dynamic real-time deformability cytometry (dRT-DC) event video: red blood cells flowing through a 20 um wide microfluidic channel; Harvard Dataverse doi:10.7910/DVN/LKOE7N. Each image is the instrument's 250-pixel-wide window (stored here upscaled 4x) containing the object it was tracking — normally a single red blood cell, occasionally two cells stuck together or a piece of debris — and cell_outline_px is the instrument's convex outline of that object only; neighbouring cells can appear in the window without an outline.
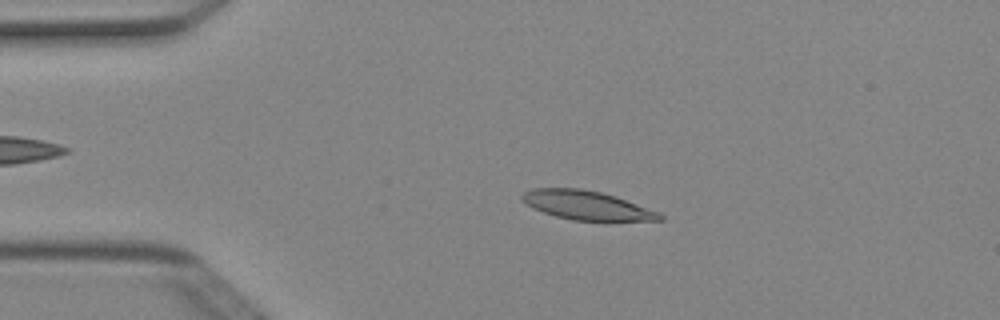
{"species": "Egyptian fruit bat (a non-hibernating species)", "species_latin": "Rousettus aegyptiacus", "temperature_condition": "cold", "stored_images_in_passage": 2, "camera_frame_rate_fps": 3000, "um_per_image_px": 0.085, "animal": {"sex": "female"}, "frame": {"image": 1, "passage_image": 1, "time_ms": 0.0, "image_size_px": [1000, 320], "cell_outline_px": [[664, 220], [608, 224], [572, 220], [556, 216], [532, 208], [520, 200], [520, 196], [524, 192], [532, 188], [580, 188], [600, 192], [616, 196], [660, 212], [664, 216]], "centroid_in_image_um": [49.98, 17.51], "position_along_channel_um": 35.0, "area_um2": 24.51}}